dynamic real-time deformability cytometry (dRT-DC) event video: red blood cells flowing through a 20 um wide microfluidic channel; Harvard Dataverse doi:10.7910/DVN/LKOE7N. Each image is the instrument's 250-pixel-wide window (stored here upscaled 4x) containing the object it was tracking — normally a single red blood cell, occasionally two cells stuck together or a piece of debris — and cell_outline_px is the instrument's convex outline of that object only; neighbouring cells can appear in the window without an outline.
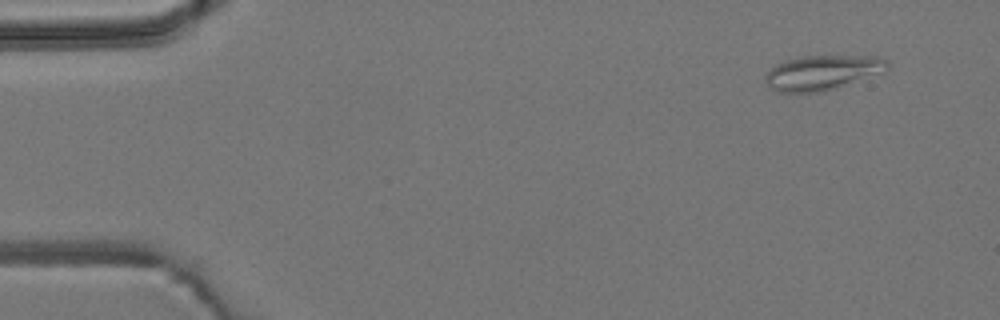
{"species": "common noctule bat (a hibernating species)", "species_latin": "Nyctalus noctula", "temperature_condition": "room temperature", "stored_images_in_passage": 4, "camera_frame_rate_fps": 3000, "um_per_image_px": 0.085, "animal": {"sex": "male", "body_mass_g": 19.2, "forearm_length_mm": 51.8}, "frame": {"image": 1, "passage_image": 1, "time_ms": 0.0, "image_size_px": [1000, 320], "cell_outline_px": [[888, 68], [880, 72], [836, 88], [824, 92], [780, 92], [768, 88], [764, 80], [768, 72], [776, 64], [788, 60], [804, 56], [876, 56], [888, 60]], "centroid_in_image_um": [69.86, 6.18], "position_along_channel_um": 15.1, "area_um2": 24.39}}